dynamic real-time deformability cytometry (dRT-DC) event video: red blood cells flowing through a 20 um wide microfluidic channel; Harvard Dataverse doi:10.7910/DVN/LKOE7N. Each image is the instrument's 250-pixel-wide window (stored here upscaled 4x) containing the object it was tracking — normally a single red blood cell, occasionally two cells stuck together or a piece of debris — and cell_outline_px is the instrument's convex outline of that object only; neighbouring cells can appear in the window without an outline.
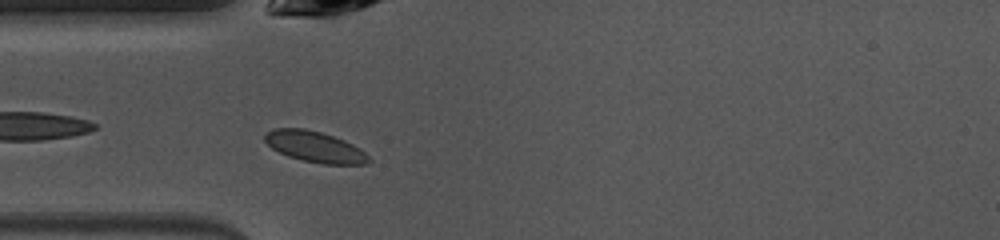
{"species": "common noctule bat (a hibernating species)", "species_latin": "Nyctalus noctula", "temperature_condition": "warm", "stored_images_in_passage": 13, "camera_frame_rate_fps": 3000, "um_per_image_px": 0.085, "animal": {"sex": "female", "body_mass_g": 10.0, "forearm_length_mm": 53.1}, "frame": {"image": 1, "passage_image": 3, "time_ms": 0.667, "image_size_px": [1000, 240], "cell_outline_px": [[372, 160], [368, 164], [324, 164], [304, 160], [288, 156], [272, 148], [264, 140], [264, 136], [268, 132], [276, 128], [304, 128], [320, 132], [344, 140], [360, 148]], "centroid_in_image_um": [26.79, 12.48], "position_along_channel_um": 58.2, "area_um2": 18.5}}
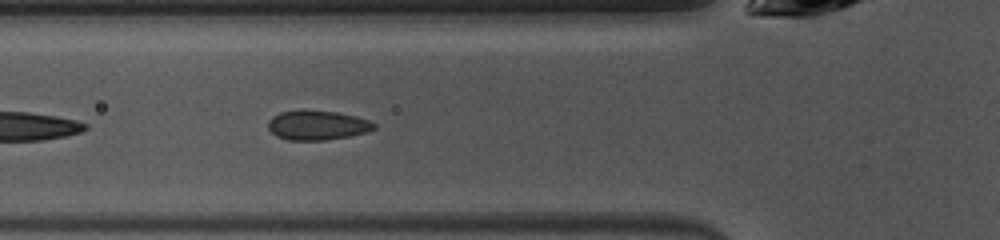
{"frame": {"image": 2, "passage_image": 6, "time_ms": 1.667, "image_size_px": [1000, 240], "cell_outline_px": [[376, 128], [368, 132], [348, 136], [324, 140], [288, 140], [276, 136], [268, 128], [268, 120], [272, 116], [280, 112], [336, 112], [356, 116], [368, 120], [376, 124]], "centroid_in_image_um": [26.99, 10.67], "position_along_channel_um": 98.8, "area_um2": 17.74}}